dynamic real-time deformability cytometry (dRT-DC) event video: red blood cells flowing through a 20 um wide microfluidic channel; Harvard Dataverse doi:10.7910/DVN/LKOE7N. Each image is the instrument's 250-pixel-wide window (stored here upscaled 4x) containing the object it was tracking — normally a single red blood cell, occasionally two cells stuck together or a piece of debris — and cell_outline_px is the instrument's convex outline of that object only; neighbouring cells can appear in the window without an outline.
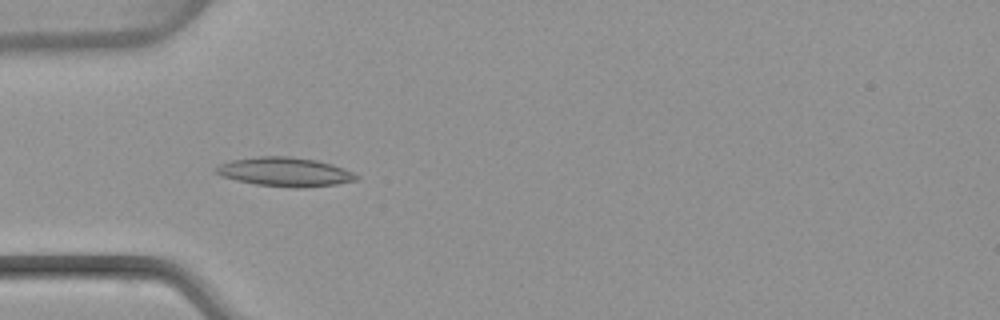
{"species": "common noctule bat (a hibernating species)", "species_latin": "Nyctalus noctula", "temperature_condition": "warm", "stored_images_in_passage": 33, "camera_frame_rate_fps": 3000, "um_per_image_px": 0.085, "animal": {"sex": "female", "body_mass_g": 22.7, "forearm_length_mm": 54.2}, "frame": {"image": 1, "passage_image": 5, "time_ms": 1.333, "image_size_px": [1000, 320], "cell_outline_px": [[360, 176], [356, 180], [336, 184], [304, 188], [300, 188], [256, 184], [236, 180], [220, 176], [212, 172], [212, 168], [220, 164], [232, 160], [256, 156], [288, 156], [316, 160], [332, 164], [352, 172]], "centroid_in_image_um": [24.16, 14.6], "position_along_channel_um": 60.8, "area_um2": 23.81}}
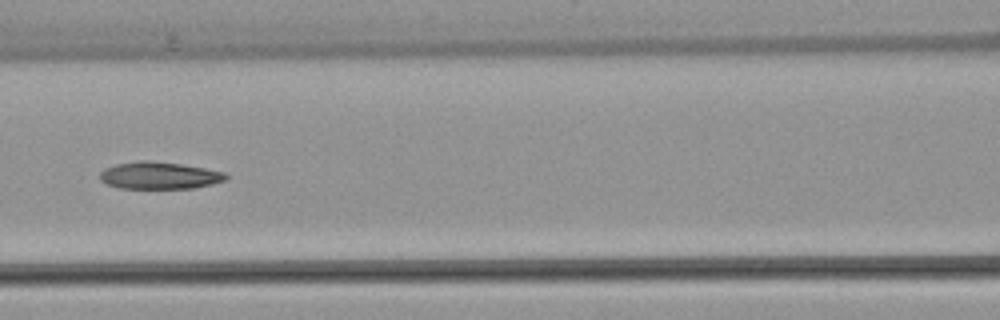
{"frame": {"image": 2, "passage_image": 12, "time_ms": 3.667, "image_size_px": [1000, 320], "cell_outline_px": [[228, 176], [224, 180], [212, 184], [192, 188], [120, 188], [108, 184], [100, 180], [100, 172], [104, 168], [116, 164], [140, 160], [148, 160], [180, 164], [204, 168], [224, 172]], "centroid_in_image_um": [13.51, 14.91], "position_along_channel_um": 153.1, "area_um2": 19.77}}
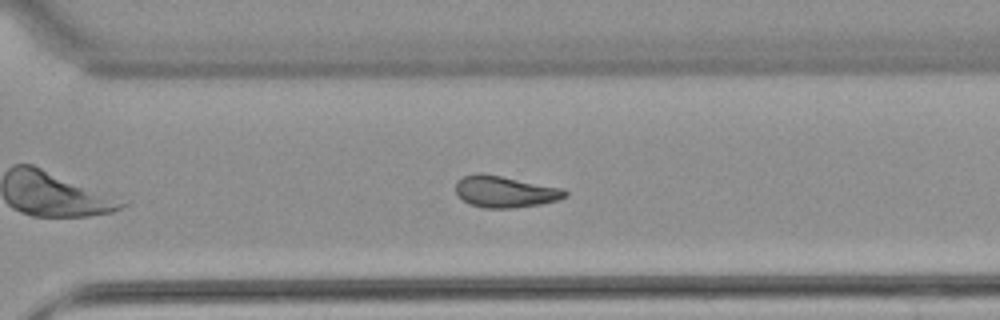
{"frame": {"image": 3, "passage_image": 25, "time_ms": 8.0, "image_size_px": [1000, 320], "cell_outline_px": [[568, 196], [560, 200], [540, 204], [512, 208], [484, 208], [468, 204], [456, 192], [456, 180], [464, 176], [476, 172], [480, 172], [564, 188], [568, 192]], "centroid_in_image_um": [42.95, 16.29], "position_along_channel_um": 327.7, "area_um2": 20.29}}